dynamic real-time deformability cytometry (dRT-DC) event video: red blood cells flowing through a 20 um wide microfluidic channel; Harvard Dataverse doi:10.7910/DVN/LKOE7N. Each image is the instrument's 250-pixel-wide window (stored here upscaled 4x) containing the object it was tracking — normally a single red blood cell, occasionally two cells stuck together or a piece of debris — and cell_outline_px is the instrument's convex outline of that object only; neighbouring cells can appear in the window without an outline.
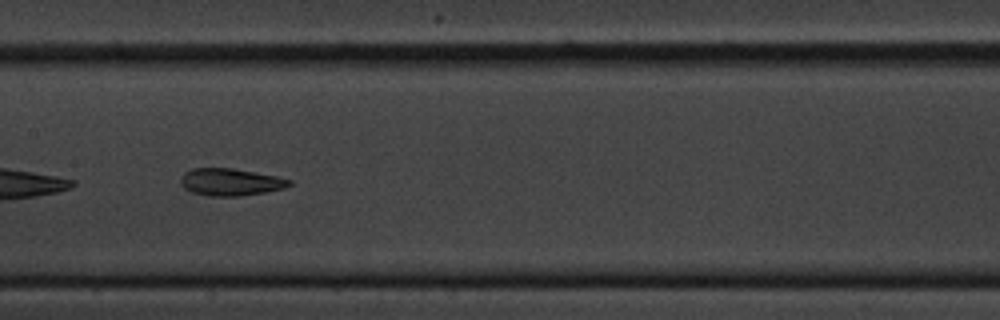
{"species": "common noctule bat (a hibernating species)", "species_latin": "Nyctalus noctula", "temperature_condition": "cold", "stored_images_in_passage": 48, "camera_frame_rate_fps": 3000, "um_per_image_px": 0.085, "animal": {"sex": "male", "body_mass_g": 20.1, "forearm_length_mm": 53.5}, "frame": {"image": 1, "passage_image": 29, "time_ms": 9.333, "image_size_px": [1000, 320], "cell_outline_px": [[292, 184], [284, 188], [264, 192], [240, 196], [208, 196], [192, 192], [184, 188], [180, 184], [180, 176], [184, 172], [192, 168], [232, 168], [256, 172], [276, 176], [292, 180]], "centroid_in_image_um": [19.56, 15.47], "position_along_channel_um": 187.8, "area_um2": 17.34}}
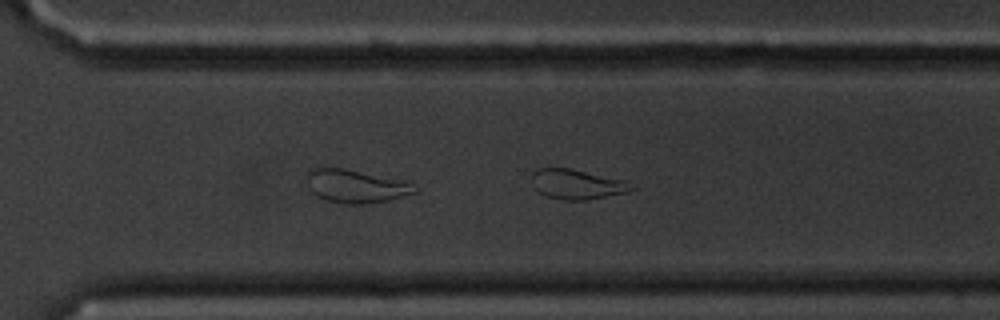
{"frame": {"image": 2, "passage_image": 41, "time_ms": 13.333, "image_size_px": [1000, 320], "cell_outline_px": [[636, 188], [628, 192], [584, 200], [564, 200], [544, 196], [536, 188], [532, 176], [532, 172], [540, 168], [572, 168], [628, 180], [636, 184]], "centroid_in_image_um": [49.14, 15.65], "position_along_channel_um": 321.5, "area_um2": 17.57}}
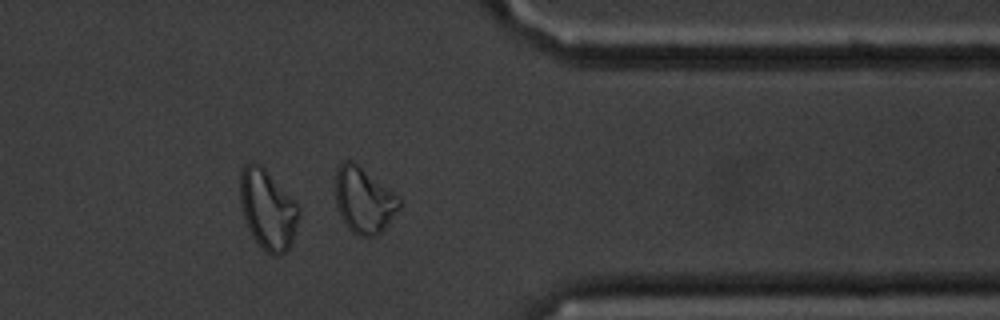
{"frame": {"image": 3, "passage_image": 47, "time_ms": 15.333, "image_size_px": [1000, 320], "cell_outline_px": [[300, 216], [292, 240], [288, 248], [280, 256], [272, 256], [252, 236], [244, 216], [240, 200], [240, 172], [244, 164], [260, 164], [264, 168], [300, 208]], "centroid_in_image_um": [22.75, 17.81], "position_along_channel_um": 388.6, "area_um2": 26.7}, "authors_computed_cell_mechanics": {"area_um2": 17.5423, "velocity_mm_per_s": 3.3627, "shape_relaxation_time_tau1_ms": null, "shape_relaxation_time_tau2_ms": 4.9167, "deformation_change_tau1": null, "deformation_change_tau2": 0.1271}}